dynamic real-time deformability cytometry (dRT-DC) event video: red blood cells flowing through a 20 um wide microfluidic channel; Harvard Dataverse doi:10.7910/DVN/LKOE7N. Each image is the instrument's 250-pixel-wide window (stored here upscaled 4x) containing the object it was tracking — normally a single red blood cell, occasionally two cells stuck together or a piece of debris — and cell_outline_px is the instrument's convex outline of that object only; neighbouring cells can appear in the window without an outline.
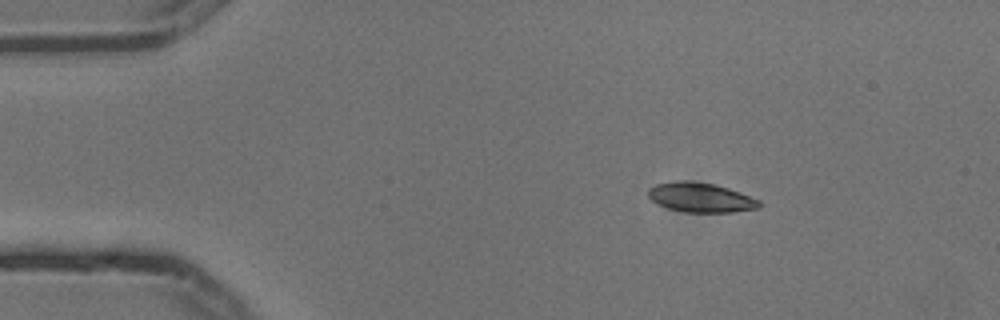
{"species": "common noctule bat (a hibernating species)", "species_latin": "Nyctalus noctula", "temperature_condition": "cold", "stored_images_in_passage": 4, "camera_frame_rate_fps": 3000, "um_per_image_px": 0.085, "animal": {"sex": "male", "body_mass_g": 13.3}, "frame": {"image": 1, "passage_image": 2, "time_ms": 0.333, "image_size_px": [1000, 320], "cell_outline_px": [[760, 208], [732, 212], [688, 212], [668, 208], [656, 204], [648, 196], [648, 188], [656, 184], [680, 180], [684, 180], [712, 184], [728, 188], [740, 192], [760, 200]], "centroid_in_image_um": [59.55, 16.79], "position_along_channel_um": 25.5, "area_um2": 19.02}}